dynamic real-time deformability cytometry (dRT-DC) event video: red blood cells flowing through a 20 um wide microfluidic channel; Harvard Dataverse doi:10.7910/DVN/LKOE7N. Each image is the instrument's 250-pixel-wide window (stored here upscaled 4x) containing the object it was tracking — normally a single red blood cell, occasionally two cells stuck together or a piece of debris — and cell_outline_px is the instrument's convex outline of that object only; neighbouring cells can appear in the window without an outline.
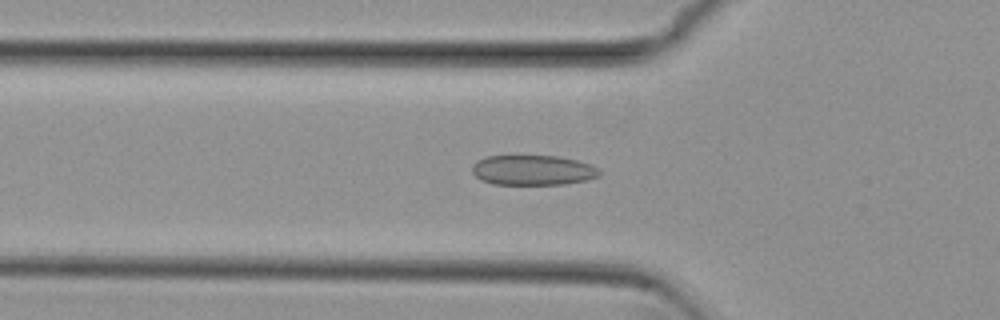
{"species": "common noctule bat (a hibernating species)", "species_latin": "Nyctalus noctula", "temperature_condition": "cold", "stored_images_in_passage": 43, "camera_frame_rate_fps": 3000, "um_per_image_px": 0.085, "animal": {"sex": "female", "body_mass_g": 29.2, "forearm_length_mm": 56.3}, "frame": {"image": 1, "passage_image": 12, "time_ms": 3.667, "image_size_px": [1000, 320], "cell_outline_px": [[600, 176], [588, 180], [564, 184], [492, 184], [480, 180], [472, 172], [472, 164], [476, 160], [484, 156], [560, 156], [592, 164], [600, 172]], "centroid_in_image_um": [45.28, 14.46], "position_along_channel_um": 80.5, "area_um2": 22.48}}
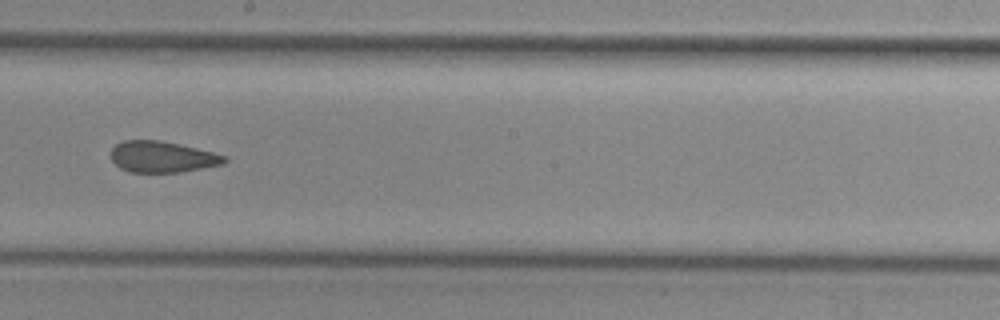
{"frame": {"image": 2, "passage_image": 24, "time_ms": 7.667, "image_size_px": [1000, 320], "cell_outline_px": [[228, 160], [224, 164], [180, 172], [128, 172], [120, 168], [112, 160], [112, 148], [116, 144], [124, 140], [160, 140], [196, 148], [228, 156]], "centroid_in_image_um": [13.81, 13.33], "position_along_channel_um": 234.4, "area_um2": 20.58}}
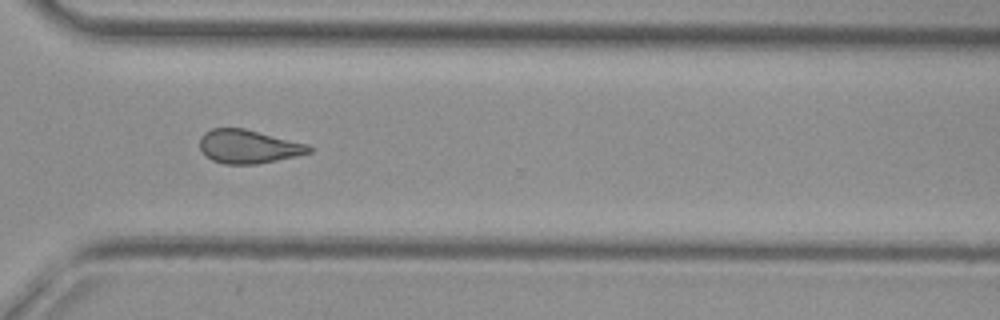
{"frame": {"image": 3, "passage_image": 33, "time_ms": 10.667, "image_size_px": [1000, 320], "cell_outline_px": [[312, 152], [296, 156], [256, 164], [224, 164], [212, 160], [200, 148], [200, 136], [204, 132], [212, 128], [244, 128], [308, 144], [312, 148]], "centroid_in_image_um": [21.11, 12.45], "position_along_channel_um": 349.5, "area_um2": 21.27}, "authors_computed_cell_mechanics": {"area_um2": 22.1374, "velocity_mm_per_s": 3.8333, "shape_relaxation_time_tau1_ms": null, "shape_relaxation_time_tau2_ms": 2.1523, "deformation_change_tau1": null, "deformation_change_tau2": 0.0913}}